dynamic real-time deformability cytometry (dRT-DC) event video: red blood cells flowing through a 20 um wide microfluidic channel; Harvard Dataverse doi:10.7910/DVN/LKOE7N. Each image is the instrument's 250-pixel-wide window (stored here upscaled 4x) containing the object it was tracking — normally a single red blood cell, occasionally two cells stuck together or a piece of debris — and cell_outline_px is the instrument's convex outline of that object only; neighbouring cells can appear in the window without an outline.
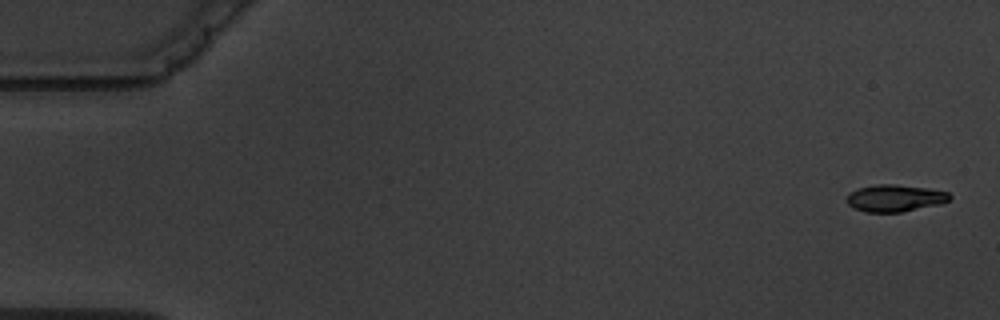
{"species": "common noctule bat (a hibernating species)", "species_latin": "Nyctalus noctula", "temperature_condition": "warm", "stored_images_in_passage": 5, "camera_frame_rate_fps": 3000, "um_per_image_px": 0.085, "animal": {"sex": "male", "body_mass_g": 19.5, "forearm_length_mm": 54.6}, "frame": {"image": 1, "passage_image": 1, "time_ms": 0.0, "image_size_px": [1000, 320], "cell_outline_px": [[952, 196], [948, 200], [940, 204], [900, 212], [864, 212], [848, 204], [848, 192], [860, 188], [876, 184], [892, 184], [924, 188], [948, 192]], "centroid_in_image_um": [76.06, 16.84], "position_along_channel_um": 8.9, "area_um2": 15.9}}
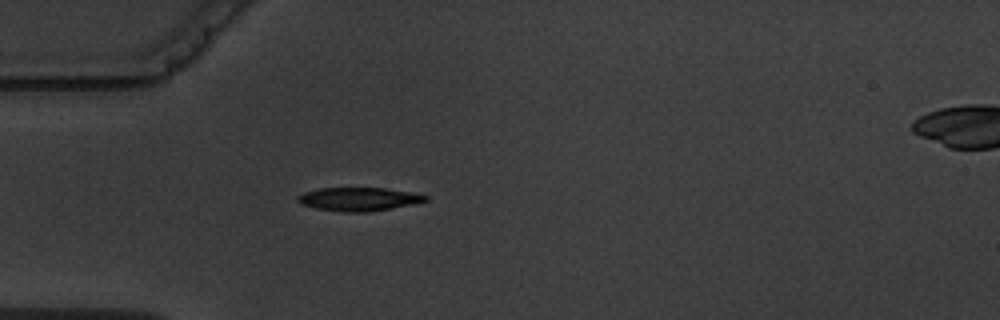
{"frame": {"image": 2, "passage_image": 5, "time_ms": 5.0, "image_size_px": [1000, 320], "cell_outline_px": [[428, 200], [412, 204], [392, 208], [368, 212], [344, 212], [316, 208], [300, 204], [296, 200], [296, 196], [304, 192], [320, 188], [384, 188], [412, 192], [428, 196]], "centroid_in_image_um": [30.46, 16.92], "position_along_channel_um": 54.5, "area_um2": 17.46}}